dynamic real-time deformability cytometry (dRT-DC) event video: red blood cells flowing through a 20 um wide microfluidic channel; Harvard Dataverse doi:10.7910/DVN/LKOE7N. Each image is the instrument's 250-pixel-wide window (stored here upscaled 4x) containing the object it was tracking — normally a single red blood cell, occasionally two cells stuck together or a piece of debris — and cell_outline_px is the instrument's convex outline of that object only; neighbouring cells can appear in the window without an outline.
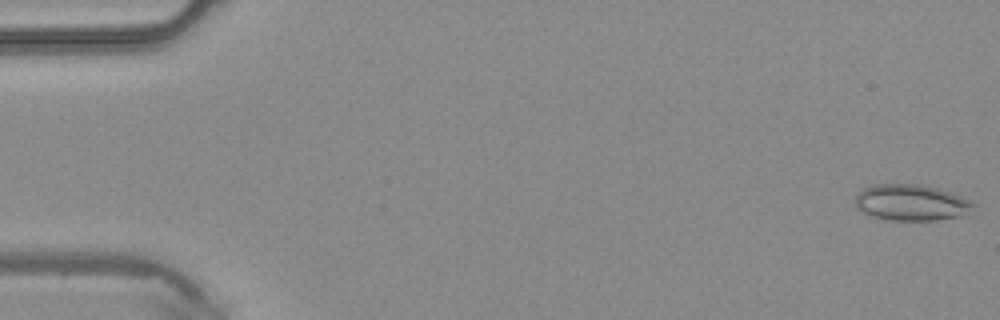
{"species": "common noctule bat (a hibernating species)", "species_latin": "Nyctalus noctula", "temperature_condition": "warm", "stored_images_in_passage": 4, "camera_frame_rate_fps": 3000, "um_per_image_px": 0.085, "animal": {"sex": "male", "body_mass_g": 20.4}, "frame": {"image": 1, "passage_image": 1, "time_ms": 0.0, "image_size_px": [1000, 320], "cell_outline_px": [[976, 204], [968, 216], [936, 220], [888, 220], [872, 216], [856, 208], [856, 196], [864, 188], [872, 184], [920, 184], [936, 188], [972, 200]], "centroid_in_image_um": [77.51, 17.23], "position_along_channel_um": 7.5, "area_um2": 25.09}}
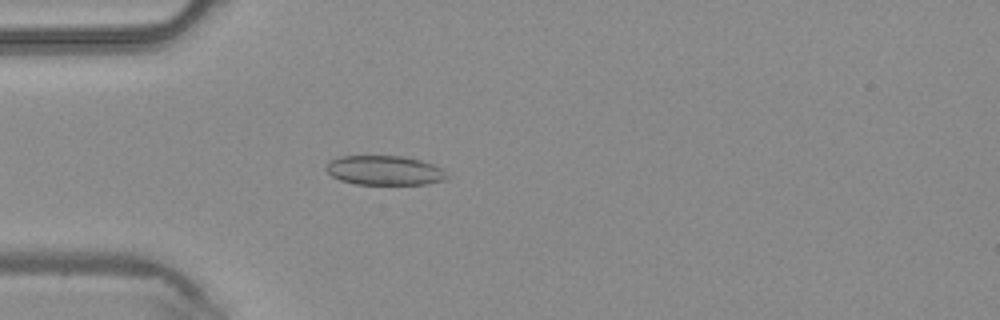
{"frame": {"image": 2, "passage_image": 4, "time_ms": 1.0, "image_size_px": [1000, 320], "cell_outline_px": [[452, 176], [444, 180], [428, 184], [356, 184], [340, 180], [332, 176], [324, 168], [332, 160], [340, 156], [404, 156], [420, 160], [432, 164], [440, 168]], "centroid_in_image_um": [32.72, 14.49], "position_along_channel_um": 52.3, "area_um2": 20.75}}